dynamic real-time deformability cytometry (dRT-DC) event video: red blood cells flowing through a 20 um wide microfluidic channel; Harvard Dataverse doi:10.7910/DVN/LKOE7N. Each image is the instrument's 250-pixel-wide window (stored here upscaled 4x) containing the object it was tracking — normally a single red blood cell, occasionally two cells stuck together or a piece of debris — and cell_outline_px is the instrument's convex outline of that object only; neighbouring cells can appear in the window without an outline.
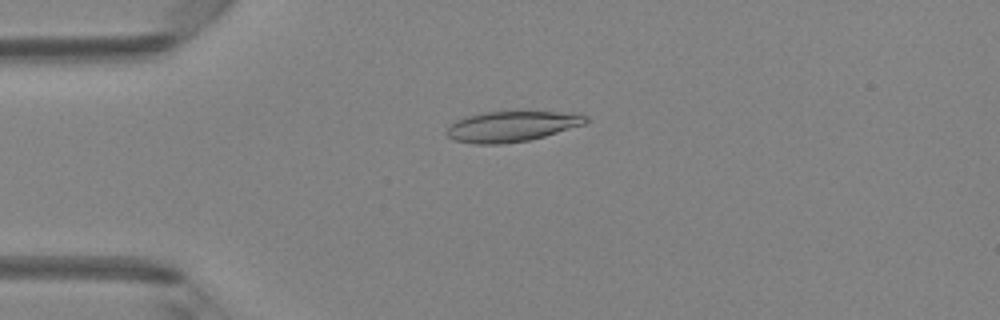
{"species": "Egyptian fruit bat (a non-hibernating species)", "species_latin": "Rousettus aegyptiacus", "temperature_condition": "room temperature", "stored_images_in_passage": 41, "camera_frame_rate_fps": 3000, "um_per_image_px": 0.085, "animal": {"sex": "female"}, "frame": {"image": 1, "passage_image": 5, "time_ms": 1.333, "image_size_px": [1000, 320], "cell_outline_px": [[588, 120], [584, 124], [544, 136], [528, 140], [500, 144], [476, 144], [452, 140], [444, 132], [456, 120], [464, 116], [484, 112], [556, 112], [588, 116]], "centroid_in_image_um": [43.41, 10.75], "position_along_channel_um": 41.6, "area_um2": 24.39}}
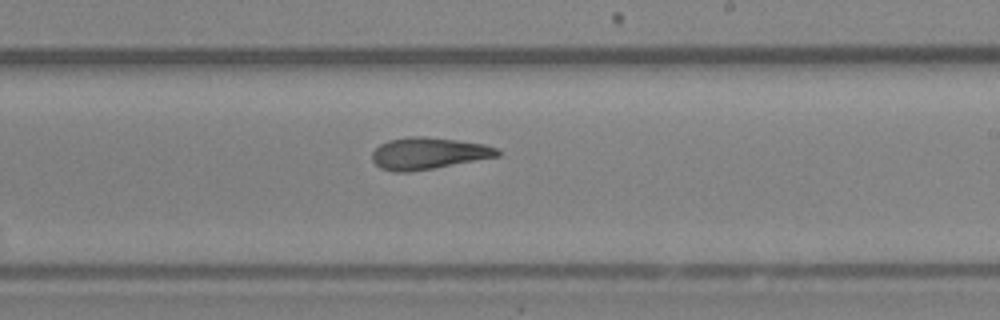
{"frame": {"image": 2, "passage_image": 22, "time_ms": 7.0, "image_size_px": [1000, 320], "cell_outline_px": [[500, 156], [432, 168], [408, 172], [396, 172], [380, 168], [372, 160], [372, 152], [380, 144], [388, 140], [408, 136], [424, 136], [456, 140], [484, 144], [496, 148], [500, 152]], "centroid_in_image_um": [36.38, 13.03], "position_along_channel_um": 252.6, "area_um2": 23.06}}
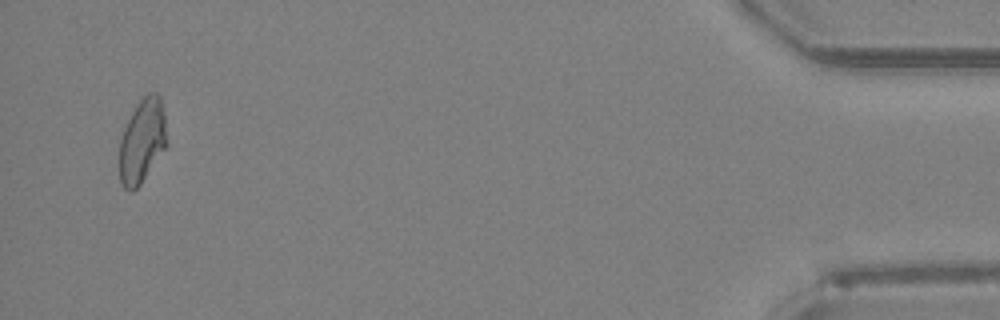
{"frame": {"image": 3, "passage_image": 40, "time_ms": 13.0, "image_size_px": [1000, 320], "cell_outline_px": [[168, 144], [140, 184], [132, 192], [128, 192], [124, 188], [120, 180], [120, 140], [124, 128], [136, 104], [148, 92], [156, 92], [160, 96], [164, 112]], "centroid_in_image_um": [12.1, 11.96], "position_along_channel_um": 423.1, "area_um2": 23.24}, "authors_computed_cell_mechanics": {"area_um2": 23.2356, "velocity_mm_per_s": 4.1892, "shape_relaxation_time_tau1_ms": 5.4113, "shape_relaxation_time_tau2_ms": 3.5377, "deformation_change_tau1": 0.1772, "deformation_change_tau2": 0.1194}}